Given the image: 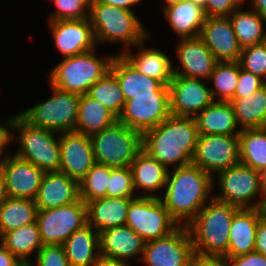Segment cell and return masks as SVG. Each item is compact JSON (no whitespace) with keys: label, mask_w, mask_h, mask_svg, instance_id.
I'll list each match as a JSON object with an SVG mask.
<instances>
[{"label":"cell","mask_w":266,"mask_h":266,"mask_svg":"<svg viewBox=\"0 0 266 266\" xmlns=\"http://www.w3.org/2000/svg\"><path fill=\"white\" fill-rule=\"evenodd\" d=\"M56 5L49 22L90 18L91 0H50Z\"/></svg>","instance_id":"ab89813d"},{"label":"cell","mask_w":266,"mask_h":266,"mask_svg":"<svg viewBox=\"0 0 266 266\" xmlns=\"http://www.w3.org/2000/svg\"><path fill=\"white\" fill-rule=\"evenodd\" d=\"M199 135H239L235 112L230 102L214 101L195 117Z\"/></svg>","instance_id":"4316f807"},{"label":"cell","mask_w":266,"mask_h":266,"mask_svg":"<svg viewBox=\"0 0 266 266\" xmlns=\"http://www.w3.org/2000/svg\"><path fill=\"white\" fill-rule=\"evenodd\" d=\"M238 62L242 69L266 81V41L242 48Z\"/></svg>","instance_id":"b9f144b4"},{"label":"cell","mask_w":266,"mask_h":266,"mask_svg":"<svg viewBox=\"0 0 266 266\" xmlns=\"http://www.w3.org/2000/svg\"><path fill=\"white\" fill-rule=\"evenodd\" d=\"M33 263H22L20 266H32Z\"/></svg>","instance_id":"94428289"},{"label":"cell","mask_w":266,"mask_h":266,"mask_svg":"<svg viewBox=\"0 0 266 266\" xmlns=\"http://www.w3.org/2000/svg\"><path fill=\"white\" fill-rule=\"evenodd\" d=\"M133 199L102 197L87 202V223L96 231L124 226Z\"/></svg>","instance_id":"603a6c76"},{"label":"cell","mask_w":266,"mask_h":266,"mask_svg":"<svg viewBox=\"0 0 266 266\" xmlns=\"http://www.w3.org/2000/svg\"><path fill=\"white\" fill-rule=\"evenodd\" d=\"M239 75L240 63L238 61L217 62L209 78L214 86V89L210 88L213 100L230 102L234 97ZM215 96H218V99Z\"/></svg>","instance_id":"8d00e7d4"},{"label":"cell","mask_w":266,"mask_h":266,"mask_svg":"<svg viewBox=\"0 0 266 266\" xmlns=\"http://www.w3.org/2000/svg\"><path fill=\"white\" fill-rule=\"evenodd\" d=\"M226 266H266V256L253 251L245 255L225 258Z\"/></svg>","instance_id":"bcb514c9"},{"label":"cell","mask_w":266,"mask_h":266,"mask_svg":"<svg viewBox=\"0 0 266 266\" xmlns=\"http://www.w3.org/2000/svg\"><path fill=\"white\" fill-rule=\"evenodd\" d=\"M200 37L218 62L239 61L242 47L229 16L206 17Z\"/></svg>","instance_id":"d6986e66"},{"label":"cell","mask_w":266,"mask_h":266,"mask_svg":"<svg viewBox=\"0 0 266 266\" xmlns=\"http://www.w3.org/2000/svg\"><path fill=\"white\" fill-rule=\"evenodd\" d=\"M191 163L212 177L239 164V135H199Z\"/></svg>","instance_id":"4fadbf2b"},{"label":"cell","mask_w":266,"mask_h":266,"mask_svg":"<svg viewBox=\"0 0 266 266\" xmlns=\"http://www.w3.org/2000/svg\"><path fill=\"white\" fill-rule=\"evenodd\" d=\"M253 10L266 22V0H250Z\"/></svg>","instance_id":"db71d44e"},{"label":"cell","mask_w":266,"mask_h":266,"mask_svg":"<svg viewBox=\"0 0 266 266\" xmlns=\"http://www.w3.org/2000/svg\"><path fill=\"white\" fill-rule=\"evenodd\" d=\"M177 55L183 68L173 67L174 75L204 81L209 80L218 62L200 36L180 39L177 43Z\"/></svg>","instance_id":"ffe728a7"},{"label":"cell","mask_w":266,"mask_h":266,"mask_svg":"<svg viewBox=\"0 0 266 266\" xmlns=\"http://www.w3.org/2000/svg\"><path fill=\"white\" fill-rule=\"evenodd\" d=\"M52 97L20 114L32 125L64 133L75 131L80 95L51 86Z\"/></svg>","instance_id":"ba28073f"},{"label":"cell","mask_w":266,"mask_h":266,"mask_svg":"<svg viewBox=\"0 0 266 266\" xmlns=\"http://www.w3.org/2000/svg\"><path fill=\"white\" fill-rule=\"evenodd\" d=\"M112 168V166L95 163L78 182L79 198L87 203L94 199L107 197Z\"/></svg>","instance_id":"f35d334b"},{"label":"cell","mask_w":266,"mask_h":266,"mask_svg":"<svg viewBox=\"0 0 266 266\" xmlns=\"http://www.w3.org/2000/svg\"><path fill=\"white\" fill-rule=\"evenodd\" d=\"M128 262L129 261L115 260V259L100 255L97 258V261L95 262L93 266H129Z\"/></svg>","instance_id":"f5cc1de1"},{"label":"cell","mask_w":266,"mask_h":266,"mask_svg":"<svg viewBox=\"0 0 266 266\" xmlns=\"http://www.w3.org/2000/svg\"><path fill=\"white\" fill-rule=\"evenodd\" d=\"M35 258V266H70L63 245H44Z\"/></svg>","instance_id":"7bdbcfd3"},{"label":"cell","mask_w":266,"mask_h":266,"mask_svg":"<svg viewBox=\"0 0 266 266\" xmlns=\"http://www.w3.org/2000/svg\"><path fill=\"white\" fill-rule=\"evenodd\" d=\"M198 136L194 117L170 115L142 134V147L168 170L191 164Z\"/></svg>","instance_id":"7a4b0ae2"},{"label":"cell","mask_w":266,"mask_h":266,"mask_svg":"<svg viewBox=\"0 0 266 266\" xmlns=\"http://www.w3.org/2000/svg\"><path fill=\"white\" fill-rule=\"evenodd\" d=\"M22 262L0 242V266H20Z\"/></svg>","instance_id":"681fc988"},{"label":"cell","mask_w":266,"mask_h":266,"mask_svg":"<svg viewBox=\"0 0 266 266\" xmlns=\"http://www.w3.org/2000/svg\"><path fill=\"white\" fill-rule=\"evenodd\" d=\"M121 55L139 72L159 80L163 85H169L174 76L171 59L158 49L144 48L135 56L130 49Z\"/></svg>","instance_id":"f546056e"},{"label":"cell","mask_w":266,"mask_h":266,"mask_svg":"<svg viewBox=\"0 0 266 266\" xmlns=\"http://www.w3.org/2000/svg\"><path fill=\"white\" fill-rule=\"evenodd\" d=\"M110 71L116 76L125 101L134 96L154 95L163 84L136 70L120 53L112 60Z\"/></svg>","instance_id":"d4e9b609"},{"label":"cell","mask_w":266,"mask_h":266,"mask_svg":"<svg viewBox=\"0 0 266 266\" xmlns=\"http://www.w3.org/2000/svg\"><path fill=\"white\" fill-rule=\"evenodd\" d=\"M117 117L88 94L80 96L75 132L91 136L112 125Z\"/></svg>","instance_id":"1f68e13d"},{"label":"cell","mask_w":266,"mask_h":266,"mask_svg":"<svg viewBox=\"0 0 266 266\" xmlns=\"http://www.w3.org/2000/svg\"><path fill=\"white\" fill-rule=\"evenodd\" d=\"M194 253L187 226H178L169 235L146 242L142 261L147 266H188Z\"/></svg>","instance_id":"5bb4252c"},{"label":"cell","mask_w":266,"mask_h":266,"mask_svg":"<svg viewBox=\"0 0 266 266\" xmlns=\"http://www.w3.org/2000/svg\"><path fill=\"white\" fill-rule=\"evenodd\" d=\"M188 266H226V261L220 255H203L194 252Z\"/></svg>","instance_id":"7dc6e473"},{"label":"cell","mask_w":266,"mask_h":266,"mask_svg":"<svg viewBox=\"0 0 266 266\" xmlns=\"http://www.w3.org/2000/svg\"><path fill=\"white\" fill-rule=\"evenodd\" d=\"M132 170L130 167H113L107 188V197L137 198L134 196Z\"/></svg>","instance_id":"60d3db41"},{"label":"cell","mask_w":266,"mask_h":266,"mask_svg":"<svg viewBox=\"0 0 266 266\" xmlns=\"http://www.w3.org/2000/svg\"><path fill=\"white\" fill-rule=\"evenodd\" d=\"M8 197L34 200L37 196L44 171L31 162L13 156L0 161Z\"/></svg>","instance_id":"2e32d148"},{"label":"cell","mask_w":266,"mask_h":266,"mask_svg":"<svg viewBox=\"0 0 266 266\" xmlns=\"http://www.w3.org/2000/svg\"><path fill=\"white\" fill-rule=\"evenodd\" d=\"M259 198V204L257 206L259 217L263 220H266V192H262V195Z\"/></svg>","instance_id":"11a10c76"},{"label":"cell","mask_w":266,"mask_h":266,"mask_svg":"<svg viewBox=\"0 0 266 266\" xmlns=\"http://www.w3.org/2000/svg\"><path fill=\"white\" fill-rule=\"evenodd\" d=\"M173 172V173H172ZM168 170L164 196L160 197L170 217L187 226L209 202L214 177L192 163Z\"/></svg>","instance_id":"6da1fadb"},{"label":"cell","mask_w":266,"mask_h":266,"mask_svg":"<svg viewBox=\"0 0 266 266\" xmlns=\"http://www.w3.org/2000/svg\"><path fill=\"white\" fill-rule=\"evenodd\" d=\"M166 1V4L165 6H163V10L169 6H172V5H175V4H178L184 0H165Z\"/></svg>","instance_id":"680465c9"},{"label":"cell","mask_w":266,"mask_h":266,"mask_svg":"<svg viewBox=\"0 0 266 266\" xmlns=\"http://www.w3.org/2000/svg\"><path fill=\"white\" fill-rule=\"evenodd\" d=\"M236 9L229 17L235 35L242 48L260 44L266 41V22L252 9L243 11Z\"/></svg>","instance_id":"e575fe53"},{"label":"cell","mask_w":266,"mask_h":266,"mask_svg":"<svg viewBox=\"0 0 266 266\" xmlns=\"http://www.w3.org/2000/svg\"><path fill=\"white\" fill-rule=\"evenodd\" d=\"M266 84V81L261 77L252 74L241 68L239 81L234 92L233 98H243L253 95L258 89L262 88Z\"/></svg>","instance_id":"ee69618b"},{"label":"cell","mask_w":266,"mask_h":266,"mask_svg":"<svg viewBox=\"0 0 266 266\" xmlns=\"http://www.w3.org/2000/svg\"><path fill=\"white\" fill-rule=\"evenodd\" d=\"M95 162L112 167H130L142 147V133L120 121L90 136Z\"/></svg>","instance_id":"52a82bcc"},{"label":"cell","mask_w":266,"mask_h":266,"mask_svg":"<svg viewBox=\"0 0 266 266\" xmlns=\"http://www.w3.org/2000/svg\"><path fill=\"white\" fill-rule=\"evenodd\" d=\"M49 24L56 49L63 58L96 49L97 44L89 18L51 21Z\"/></svg>","instance_id":"ac0fdd59"},{"label":"cell","mask_w":266,"mask_h":266,"mask_svg":"<svg viewBox=\"0 0 266 266\" xmlns=\"http://www.w3.org/2000/svg\"><path fill=\"white\" fill-rule=\"evenodd\" d=\"M7 198L8 195L5 187V181L2 171L0 170V207L3 205Z\"/></svg>","instance_id":"9f6ffc18"},{"label":"cell","mask_w":266,"mask_h":266,"mask_svg":"<svg viewBox=\"0 0 266 266\" xmlns=\"http://www.w3.org/2000/svg\"><path fill=\"white\" fill-rule=\"evenodd\" d=\"M259 219L257 208H242L235 213L231 221L229 249L224 258L237 257L255 251Z\"/></svg>","instance_id":"cb8c5ba5"},{"label":"cell","mask_w":266,"mask_h":266,"mask_svg":"<svg viewBox=\"0 0 266 266\" xmlns=\"http://www.w3.org/2000/svg\"><path fill=\"white\" fill-rule=\"evenodd\" d=\"M169 87L170 113L177 117H195L214 100L203 79L174 75Z\"/></svg>","instance_id":"9a60e30c"},{"label":"cell","mask_w":266,"mask_h":266,"mask_svg":"<svg viewBox=\"0 0 266 266\" xmlns=\"http://www.w3.org/2000/svg\"><path fill=\"white\" fill-rule=\"evenodd\" d=\"M10 130L11 129L4 127L3 124H0V161L5 157L3 156L2 158V155L6 146L15 139V135H13Z\"/></svg>","instance_id":"f907efd6"},{"label":"cell","mask_w":266,"mask_h":266,"mask_svg":"<svg viewBox=\"0 0 266 266\" xmlns=\"http://www.w3.org/2000/svg\"><path fill=\"white\" fill-rule=\"evenodd\" d=\"M240 130L266 127V84L253 95L230 101Z\"/></svg>","instance_id":"4dcf8cb0"},{"label":"cell","mask_w":266,"mask_h":266,"mask_svg":"<svg viewBox=\"0 0 266 266\" xmlns=\"http://www.w3.org/2000/svg\"><path fill=\"white\" fill-rule=\"evenodd\" d=\"M240 208L212 197L187 225L194 252L225 256L229 249L231 221Z\"/></svg>","instance_id":"3957f363"},{"label":"cell","mask_w":266,"mask_h":266,"mask_svg":"<svg viewBox=\"0 0 266 266\" xmlns=\"http://www.w3.org/2000/svg\"><path fill=\"white\" fill-rule=\"evenodd\" d=\"M95 51L62 59L49 73L51 86L80 96L87 94L90 87L110 71L115 57L112 54L100 59Z\"/></svg>","instance_id":"8992f818"},{"label":"cell","mask_w":266,"mask_h":266,"mask_svg":"<svg viewBox=\"0 0 266 266\" xmlns=\"http://www.w3.org/2000/svg\"><path fill=\"white\" fill-rule=\"evenodd\" d=\"M130 168L135 191L144 190V197H161L155 194L159 189L165 188L168 170L160 162L142 149Z\"/></svg>","instance_id":"484cf974"},{"label":"cell","mask_w":266,"mask_h":266,"mask_svg":"<svg viewBox=\"0 0 266 266\" xmlns=\"http://www.w3.org/2000/svg\"><path fill=\"white\" fill-rule=\"evenodd\" d=\"M170 115L169 87L162 85L154 95L134 96L126 101L117 120L143 134Z\"/></svg>","instance_id":"8fae6325"},{"label":"cell","mask_w":266,"mask_h":266,"mask_svg":"<svg viewBox=\"0 0 266 266\" xmlns=\"http://www.w3.org/2000/svg\"><path fill=\"white\" fill-rule=\"evenodd\" d=\"M218 177L221 194L213 196L214 199L240 209L257 208L259 202L251 201L262 195L258 171L239 163L218 172Z\"/></svg>","instance_id":"7c38bea8"},{"label":"cell","mask_w":266,"mask_h":266,"mask_svg":"<svg viewBox=\"0 0 266 266\" xmlns=\"http://www.w3.org/2000/svg\"><path fill=\"white\" fill-rule=\"evenodd\" d=\"M59 134V171L79 182L96 163L91 138L75 131Z\"/></svg>","instance_id":"e0dca14e"},{"label":"cell","mask_w":266,"mask_h":266,"mask_svg":"<svg viewBox=\"0 0 266 266\" xmlns=\"http://www.w3.org/2000/svg\"><path fill=\"white\" fill-rule=\"evenodd\" d=\"M79 199L78 182L60 171L45 172L34 201L38 210L69 205Z\"/></svg>","instance_id":"44dd1931"},{"label":"cell","mask_w":266,"mask_h":266,"mask_svg":"<svg viewBox=\"0 0 266 266\" xmlns=\"http://www.w3.org/2000/svg\"><path fill=\"white\" fill-rule=\"evenodd\" d=\"M87 94L106 107L117 118L126 102L116 76L111 71L93 84Z\"/></svg>","instance_id":"74e56055"},{"label":"cell","mask_w":266,"mask_h":266,"mask_svg":"<svg viewBox=\"0 0 266 266\" xmlns=\"http://www.w3.org/2000/svg\"><path fill=\"white\" fill-rule=\"evenodd\" d=\"M99 3H104L107 5L116 6L118 8H124L130 11L132 10V6L138 4L141 0H96Z\"/></svg>","instance_id":"816d5d0a"},{"label":"cell","mask_w":266,"mask_h":266,"mask_svg":"<svg viewBox=\"0 0 266 266\" xmlns=\"http://www.w3.org/2000/svg\"><path fill=\"white\" fill-rule=\"evenodd\" d=\"M244 0H207L203 8L206 17L230 16Z\"/></svg>","instance_id":"f6af8a7d"},{"label":"cell","mask_w":266,"mask_h":266,"mask_svg":"<svg viewBox=\"0 0 266 266\" xmlns=\"http://www.w3.org/2000/svg\"><path fill=\"white\" fill-rule=\"evenodd\" d=\"M89 19L97 45L114 42L123 43V50L130 46L143 49L144 42L150 37L136 14L124 8L91 0Z\"/></svg>","instance_id":"277c9868"},{"label":"cell","mask_w":266,"mask_h":266,"mask_svg":"<svg viewBox=\"0 0 266 266\" xmlns=\"http://www.w3.org/2000/svg\"><path fill=\"white\" fill-rule=\"evenodd\" d=\"M63 247L70 266H93L100 256L99 231L87 223L76 230Z\"/></svg>","instance_id":"f1b7e54d"},{"label":"cell","mask_w":266,"mask_h":266,"mask_svg":"<svg viewBox=\"0 0 266 266\" xmlns=\"http://www.w3.org/2000/svg\"><path fill=\"white\" fill-rule=\"evenodd\" d=\"M188 1H191V2H193L194 4H197V5H199L200 7L204 8L205 5H206V1H207V0H188Z\"/></svg>","instance_id":"91938a15"},{"label":"cell","mask_w":266,"mask_h":266,"mask_svg":"<svg viewBox=\"0 0 266 266\" xmlns=\"http://www.w3.org/2000/svg\"><path fill=\"white\" fill-rule=\"evenodd\" d=\"M145 244L146 241L126 225L99 231L100 255L115 260L143 257Z\"/></svg>","instance_id":"7402d4cb"},{"label":"cell","mask_w":266,"mask_h":266,"mask_svg":"<svg viewBox=\"0 0 266 266\" xmlns=\"http://www.w3.org/2000/svg\"><path fill=\"white\" fill-rule=\"evenodd\" d=\"M36 222L44 245H63L87 224V205L79 198L69 205L38 210Z\"/></svg>","instance_id":"30bf717a"},{"label":"cell","mask_w":266,"mask_h":266,"mask_svg":"<svg viewBox=\"0 0 266 266\" xmlns=\"http://www.w3.org/2000/svg\"><path fill=\"white\" fill-rule=\"evenodd\" d=\"M38 208L34 200L8 197L0 207V237L36 222Z\"/></svg>","instance_id":"836d02e7"},{"label":"cell","mask_w":266,"mask_h":266,"mask_svg":"<svg viewBox=\"0 0 266 266\" xmlns=\"http://www.w3.org/2000/svg\"><path fill=\"white\" fill-rule=\"evenodd\" d=\"M0 242L22 263H31V253L36 250L37 254L44 246L37 222L4 233Z\"/></svg>","instance_id":"d6a6232c"},{"label":"cell","mask_w":266,"mask_h":266,"mask_svg":"<svg viewBox=\"0 0 266 266\" xmlns=\"http://www.w3.org/2000/svg\"><path fill=\"white\" fill-rule=\"evenodd\" d=\"M125 225L146 242L165 237L179 226L170 217L160 198L144 196L130 202Z\"/></svg>","instance_id":"9c48e42d"},{"label":"cell","mask_w":266,"mask_h":266,"mask_svg":"<svg viewBox=\"0 0 266 266\" xmlns=\"http://www.w3.org/2000/svg\"><path fill=\"white\" fill-rule=\"evenodd\" d=\"M255 251L266 256V220L261 218L257 225Z\"/></svg>","instance_id":"c3c4849f"},{"label":"cell","mask_w":266,"mask_h":266,"mask_svg":"<svg viewBox=\"0 0 266 266\" xmlns=\"http://www.w3.org/2000/svg\"><path fill=\"white\" fill-rule=\"evenodd\" d=\"M8 127L17 131L20 148L17 157L31 162L44 172L60 170V142L55 131L36 127L20 113L5 120ZM19 131V133H18Z\"/></svg>","instance_id":"5b68a950"},{"label":"cell","mask_w":266,"mask_h":266,"mask_svg":"<svg viewBox=\"0 0 266 266\" xmlns=\"http://www.w3.org/2000/svg\"><path fill=\"white\" fill-rule=\"evenodd\" d=\"M163 12L166 21L180 39L200 36L206 15L199 5L184 0L165 8Z\"/></svg>","instance_id":"83f0119b"},{"label":"cell","mask_w":266,"mask_h":266,"mask_svg":"<svg viewBox=\"0 0 266 266\" xmlns=\"http://www.w3.org/2000/svg\"><path fill=\"white\" fill-rule=\"evenodd\" d=\"M240 163L259 171L266 166V127L241 130Z\"/></svg>","instance_id":"d590c367"},{"label":"cell","mask_w":266,"mask_h":266,"mask_svg":"<svg viewBox=\"0 0 266 266\" xmlns=\"http://www.w3.org/2000/svg\"><path fill=\"white\" fill-rule=\"evenodd\" d=\"M259 174V183H260V187L262 192H266V166L261 168L258 171Z\"/></svg>","instance_id":"6f0895ef"}]
</instances>
